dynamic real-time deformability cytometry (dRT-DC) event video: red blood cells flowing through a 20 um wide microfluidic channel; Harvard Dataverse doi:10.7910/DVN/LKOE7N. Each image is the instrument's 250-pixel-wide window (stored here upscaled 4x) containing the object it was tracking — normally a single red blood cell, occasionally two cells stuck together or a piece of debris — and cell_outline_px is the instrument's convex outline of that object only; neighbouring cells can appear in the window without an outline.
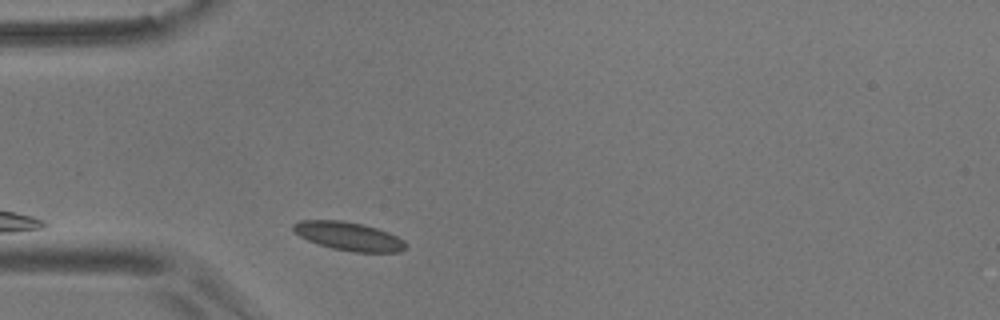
{"species": "common noctule bat (a hibernating species)", "species_latin": "Nyctalus noctula", "temperature_condition": "room temperature", "stored_images_in_passage": 42, "camera_frame_rate_fps": 3000, "um_per_image_px": 0.085, "animal": {"sex": "male", "body_mass_g": 17.9}, "frame": {"image": 1, "passage_image": 3, "time_ms": 0.667, "image_size_px": [1000, 320], "cell_outline_px": [[404, 248], [400, 252], [352, 252], [332, 248], [308, 240], [300, 236], [292, 228], [292, 224], [300, 220], [340, 220], [364, 224], [388, 232], [404, 240]], "centroid_in_image_um": [29.62, 20.07], "position_along_channel_um": 55.4, "area_um2": 18.5}}
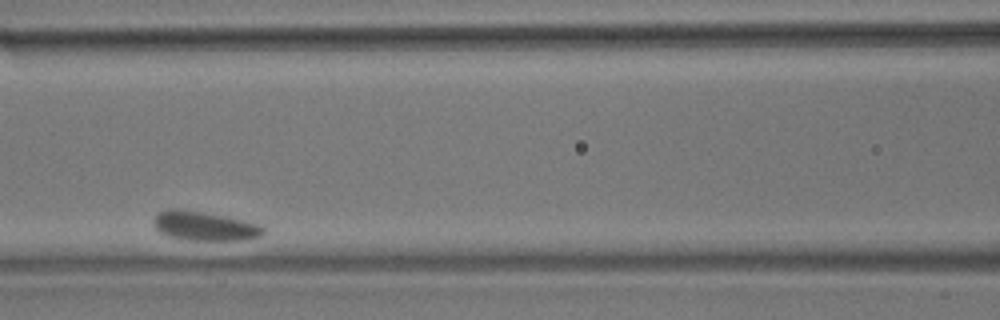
{"frame": {"image": 2, "passage_image": 15, "time_ms": 4.667, "image_size_px": [1000, 320], "cell_outline_px": [[264, 232], [260, 236], [240, 240], [188, 240], [168, 236], [160, 232], [152, 224], [156, 212], [168, 208], [176, 208], [204, 212], [228, 216], [260, 224], [264, 228]], "centroid_in_image_um": [17.35, 19.19], "position_along_channel_um": 149.3, "area_um2": 18.9}}
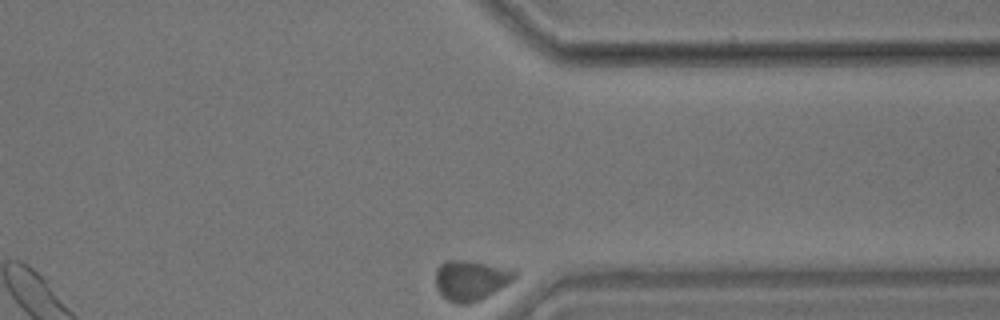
{"frame": {"image": 3, "passage_image": 42, "time_ms": 13.667, "image_size_px": [1000, 320], "cell_outline_px": [[520, 276], [516, 280], [504, 288], [472, 304], [456, 304], [448, 300], [436, 288], [436, 268], [444, 260], [464, 260], [520, 268]], "centroid_in_image_um": [40.16, 23.8], "position_along_channel_um": 371.2, "area_um2": 19.54}}